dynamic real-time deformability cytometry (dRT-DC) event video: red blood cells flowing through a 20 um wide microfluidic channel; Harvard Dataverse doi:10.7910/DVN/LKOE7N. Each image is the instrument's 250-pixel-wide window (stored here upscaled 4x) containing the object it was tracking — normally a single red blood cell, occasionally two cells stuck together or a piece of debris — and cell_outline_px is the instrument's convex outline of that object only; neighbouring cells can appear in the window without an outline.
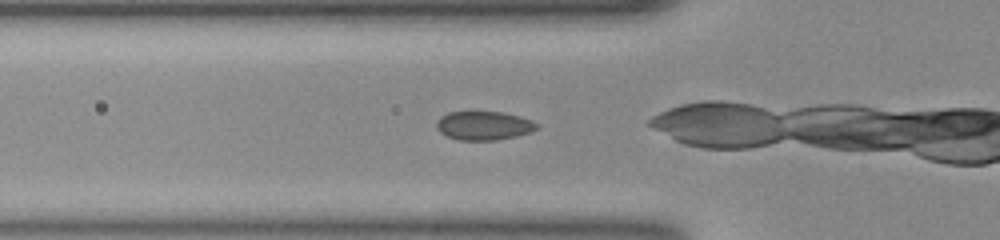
{"species": "common noctule bat (a hibernating species)", "species_latin": "Nyctalus noctula", "temperature_condition": "room temperature", "stored_images_in_passage": 21, "camera_frame_rate_fps": 3000, "um_per_image_px": 0.085, "animal": {"sex": "female", "body_mass_g": 23.0, "forearm_length_mm": 53.4}, "frame": {"image": 1, "passage_image": 7, "time_ms": 2.0, "image_size_px": [1000, 240], "cell_outline_px": [[536, 128], [532, 132], [516, 136], [496, 140], [460, 140], [448, 136], [440, 132], [436, 128], [436, 124], [440, 116], [448, 112], [504, 112], [520, 116], [532, 120], [536, 124]], "centroid_in_image_um": [41.11, 10.67], "position_along_channel_um": 84.7, "area_um2": 16.76}}